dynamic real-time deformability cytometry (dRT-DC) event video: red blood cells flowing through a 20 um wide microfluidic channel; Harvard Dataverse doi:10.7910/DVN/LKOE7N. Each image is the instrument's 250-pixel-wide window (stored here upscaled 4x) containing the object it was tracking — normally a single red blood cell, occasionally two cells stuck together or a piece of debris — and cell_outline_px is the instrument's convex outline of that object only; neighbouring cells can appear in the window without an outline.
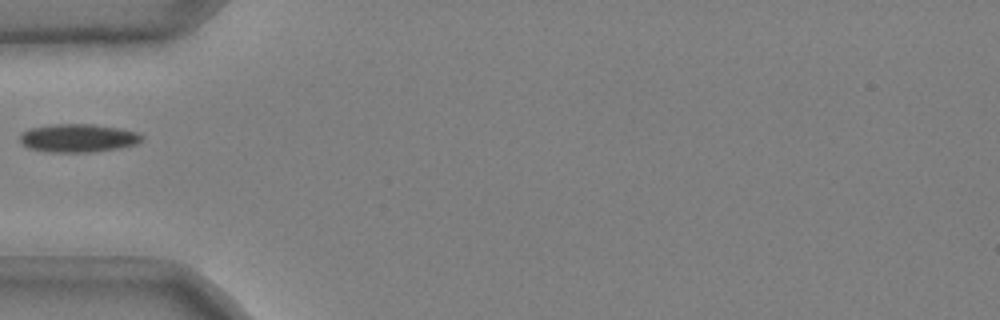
{"species": "common noctule bat (a hibernating species)", "species_latin": "Nyctalus noctula", "temperature_condition": "cold", "stored_images_in_passage": 31, "camera_frame_rate_fps": 3000, "um_per_image_px": 0.085, "animal": {"sex": "male", "body_mass_g": 20.4}, "frame": {"image": 1, "passage_image": 1, "time_ms": 0.0, "image_size_px": [1000, 320], "cell_outline_px": [[144, 136], [136, 144], [120, 148], [92, 152], [44, 152], [28, 148], [20, 140], [20, 132], [28, 128], [48, 124], [92, 124], [120, 128], [136, 132]], "centroid_in_image_um": [6.59, 11.73], "position_along_channel_um": 78.4, "area_um2": 20.29}}
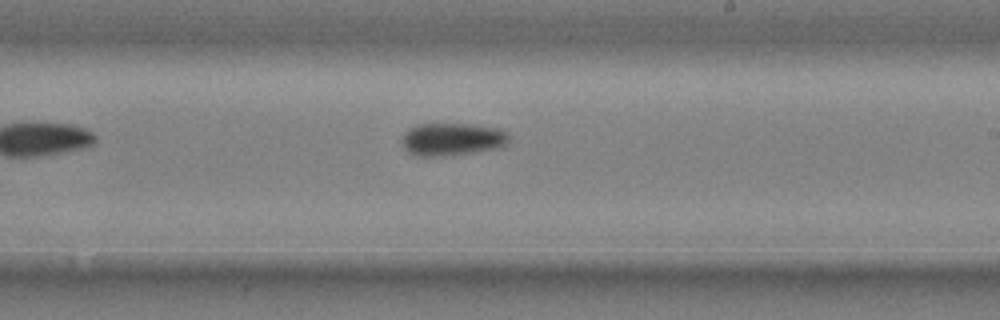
{"frame": {"image": 2, "passage_image": 15, "time_ms": 4.667, "image_size_px": [1000, 320], "cell_outline_px": [[508, 144], [500, 148], [452, 156], [416, 156], [408, 152], [404, 148], [404, 132], [408, 128], [416, 124], [472, 124], [500, 128], [508, 132]], "centroid_in_image_um": [38.47, 11.84], "position_along_channel_um": 250.5, "area_um2": 20.75}}
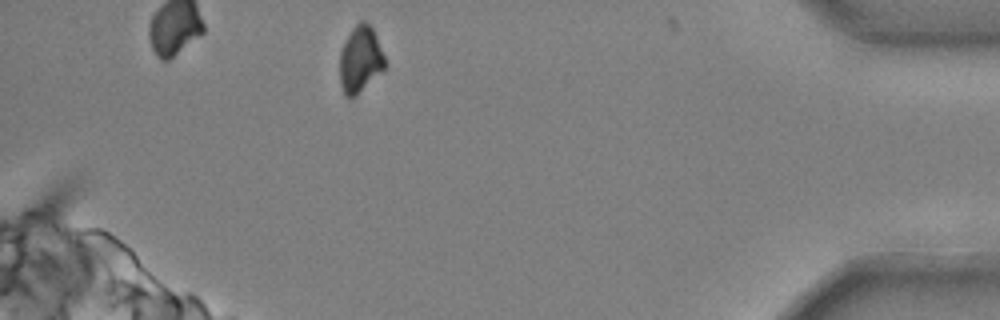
{"frame": {"image": 3, "passage_image": 31, "time_ms": 10.0, "image_size_px": [1000, 320], "cell_outline_px": [[388, 64], [356, 96], [348, 100], [344, 96], [340, 84], [340, 48], [344, 40], [352, 28], [360, 20], [364, 20], [372, 28]], "centroid_in_image_um": [30.59, 5.06], "position_along_channel_um": 404.6, "area_um2": 17.69}}